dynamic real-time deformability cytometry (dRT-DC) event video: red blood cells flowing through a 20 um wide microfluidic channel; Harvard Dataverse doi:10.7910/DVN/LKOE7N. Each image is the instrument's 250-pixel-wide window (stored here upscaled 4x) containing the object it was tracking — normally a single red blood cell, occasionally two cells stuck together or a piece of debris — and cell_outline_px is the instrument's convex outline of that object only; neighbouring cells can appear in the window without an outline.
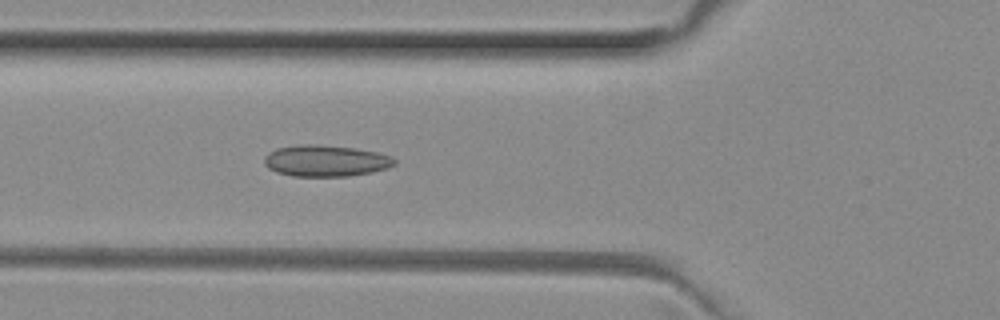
{"species": "common noctule bat (a hibernating species)", "species_latin": "Nyctalus noctula", "temperature_condition": "room temperature", "stored_images_in_passage": 43, "camera_frame_rate_fps": 3000, "um_per_image_px": 0.085, "animal": {"sex": "female", "body_mass_g": 29.2, "forearm_length_mm": 56.3}, "frame": {"image": 1, "passage_image": 14, "time_ms": 4.333, "image_size_px": [1000, 320], "cell_outline_px": [[396, 164], [388, 168], [372, 172], [348, 176], [292, 176], [276, 172], [268, 168], [264, 164], [264, 156], [268, 152], [276, 148], [300, 144], [316, 144], [356, 148], [376, 152], [392, 156], [396, 160]], "centroid_in_image_um": [27.67, 13.66], "position_along_channel_um": 98.1, "area_um2": 24.04}}
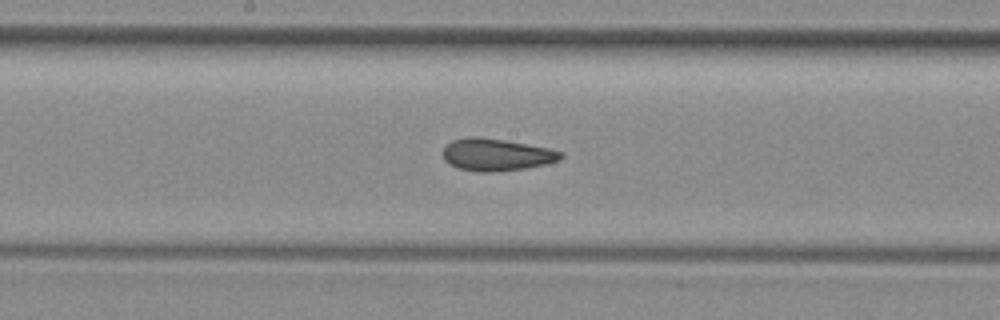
{"frame": {"image": 2, "passage_image": 22, "time_ms": 7.0, "image_size_px": [1000, 320], "cell_outline_px": [[564, 156], [560, 160], [544, 164], [524, 168], [492, 172], [476, 172], [460, 168], [444, 160], [444, 148], [452, 140], [468, 136], [476, 136], [504, 140], [548, 148], [564, 152]], "centroid_in_image_um": [42.21, 13.14], "position_along_channel_um": 206.0, "area_um2": 21.91}}
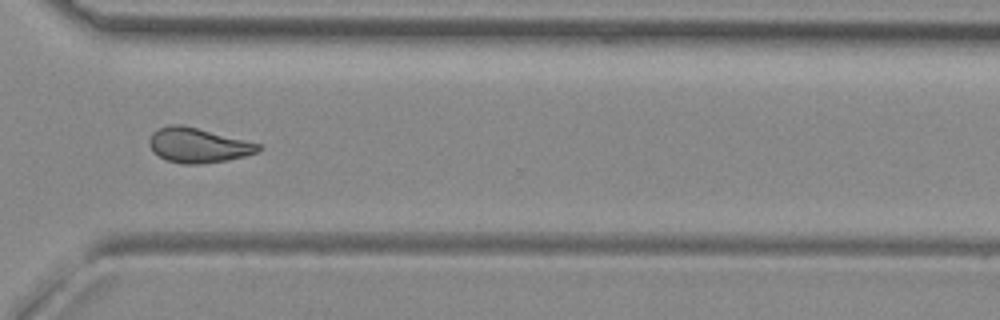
{"frame": {"image": 3, "passage_image": 33, "time_ms": 10.667, "image_size_px": [1000, 320], "cell_outline_px": [[264, 148], [256, 152], [244, 156], [228, 160], [200, 164], [184, 164], [168, 160], [152, 152], [148, 144], [148, 140], [152, 132], [160, 128], [172, 124], [184, 124], [260, 144]], "centroid_in_image_um": [16.82, 12.34], "position_along_channel_um": 353.8, "area_um2": 22.14}, "authors_computed_cell_mechanics": {"area_um2": 22.0218, "velocity_mm_per_s": 4.0325, "shape_relaxation_time_tau1_ms": null, "shape_relaxation_time_tau2_ms": 1.7513, "deformation_change_tau1": null, "deformation_change_tau2": 0.0772}}